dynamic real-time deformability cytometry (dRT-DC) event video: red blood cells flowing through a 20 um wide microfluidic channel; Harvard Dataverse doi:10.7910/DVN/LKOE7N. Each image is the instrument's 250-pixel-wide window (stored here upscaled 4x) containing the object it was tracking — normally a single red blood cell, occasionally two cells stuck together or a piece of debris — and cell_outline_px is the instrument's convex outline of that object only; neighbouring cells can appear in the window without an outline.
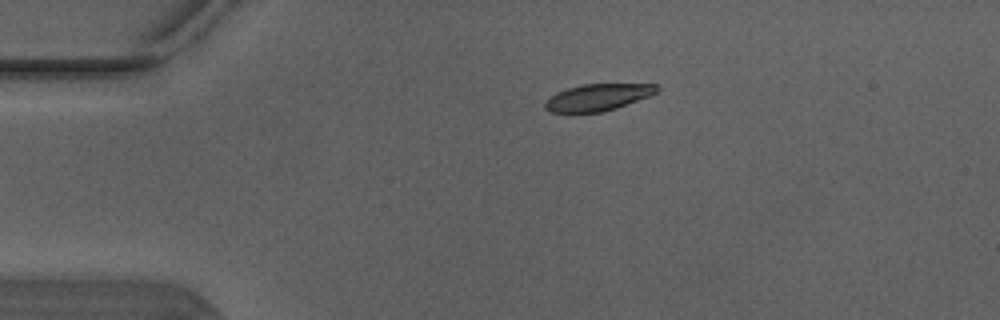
{"species": "Egyptian fruit bat (a non-hibernating species)", "species_latin": "Rousettus aegyptiacus", "temperature_condition": "warm", "stored_images_in_passage": 2, "camera_frame_rate_fps": 3000, "um_per_image_px": 0.085, "animal": {"sex": "male"}, "frame": {"image": 1, "passage_image": 1, "time_ms": 0.0, "image_size_px": [1000, 320], "cell_outline_px": [[660, 92], [616, 108], [600, 112], [568, 116], [548, 112], [544, 108], [544, 104], [556, 92], [568, 88], [584, 84], [660, 84]], "centroid_in_image_um": [50.77, 8.32], "position_along_channel_um": 34.2, "area_um2": 18.15}}